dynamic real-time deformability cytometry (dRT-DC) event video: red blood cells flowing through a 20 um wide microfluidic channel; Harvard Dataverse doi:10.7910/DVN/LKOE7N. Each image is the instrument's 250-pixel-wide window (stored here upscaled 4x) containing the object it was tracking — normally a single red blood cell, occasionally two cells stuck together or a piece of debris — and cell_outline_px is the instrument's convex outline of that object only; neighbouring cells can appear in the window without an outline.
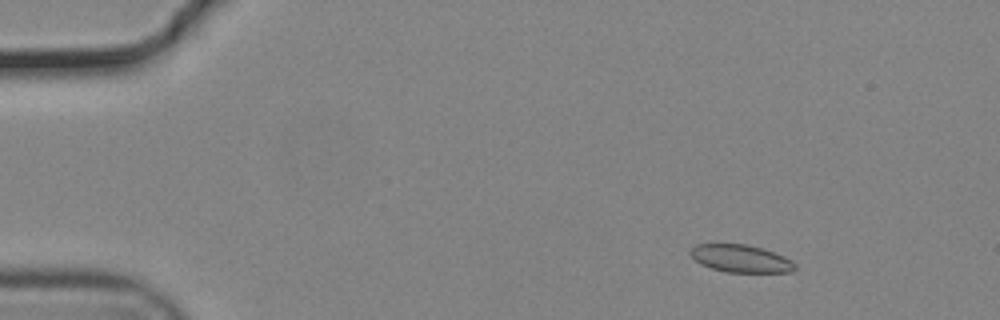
{"species": "common noctule bat (a hibernating species)", "species_latin": "Nyctalus noctula", "temperature_condition": "cold", "stored_images_in_passage": 56, "camera_frame_rate_fps": 3000, "um_per_image_px": 0.085, "animal": {"sex": "male", "body_mass_g": 19.2, "forearm_length_mm": 51.8}, "frame": {"image": 1, "passage_image": 7, "time_ms": 2.0, "image_size_px": [1000, 320], "cell_outline_px": [[796, 268], [792, 272], [724, 272], [700, 264], [688, 252], [696, 244], [744, 244], [764, 248], [784, 256], [792, 260], [796, 264]], "centroid_in_image_um": [62.99, 21.98], "position_along_channel_um": 22.0, "area_um2": 16.88}}
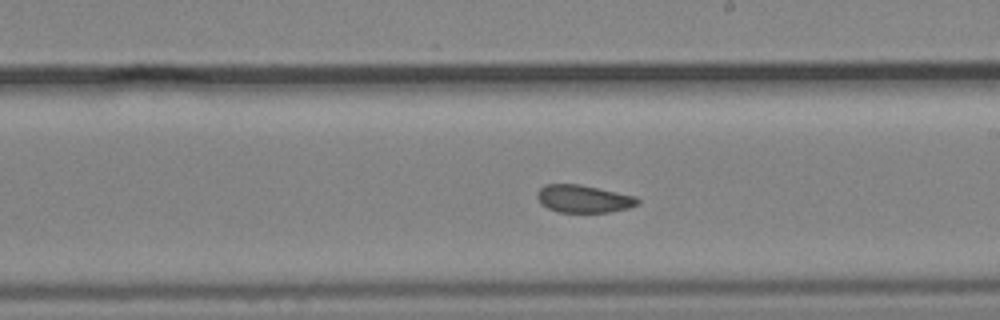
{"frame": {"image": 2, "passage_image": 32, "time_ms": 10.333, "image_size_px": [1000, 320], "cell_outline_px": [[640, 204], [628, 208], [612, 212], [560, 212], [548, 208], [540, 204], [536, 196], [536, 192], [544, 184], [580, 184], [636, 196], [640, 200]], "centroid_in_image_um": [49.6, 16.89], "position_along_channel_um": 239.4, "area_um2": 16.36}}
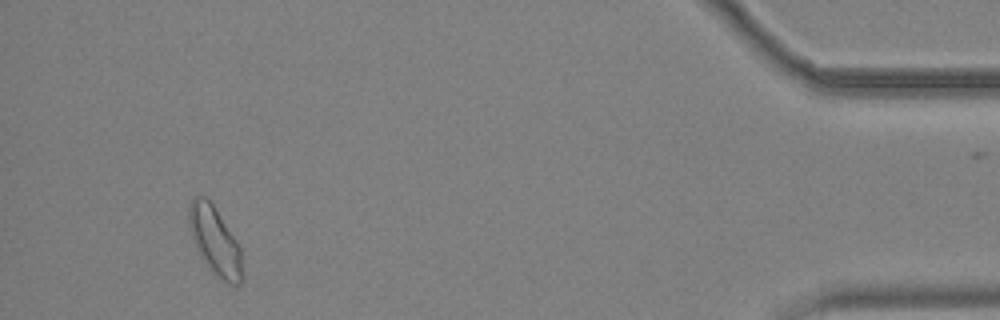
{"frame": {"image": 3, "passage_image": 52, "time_ms": 17.0, "image_size_px": [1000, 320], "cell_outline_px": [[244, 276], [240, 284], [232, 284], [224, 280], [212, 272], [208, 268], [200, 256], [196, 248], [188, 224], [188, 204], [192, 196], [204, 196], [212, 204], [240, 248]], "centroid_in_image_um": [18.24, 20.48], "position_along_channel_um": 417.0, "area_um2": 20.98}, "authors_computed_cell_mechanics": {"area_um2": 17.34, "velocity_mm_per_s": 3.6973, "shape_relaxation_time_tau1_ms": 7.8751, "shape_relaxation_time_tau2_ms": 3.5924, "deformation_change_tau1": 0.1249, "deformation_change_tau2": 0.0859}}